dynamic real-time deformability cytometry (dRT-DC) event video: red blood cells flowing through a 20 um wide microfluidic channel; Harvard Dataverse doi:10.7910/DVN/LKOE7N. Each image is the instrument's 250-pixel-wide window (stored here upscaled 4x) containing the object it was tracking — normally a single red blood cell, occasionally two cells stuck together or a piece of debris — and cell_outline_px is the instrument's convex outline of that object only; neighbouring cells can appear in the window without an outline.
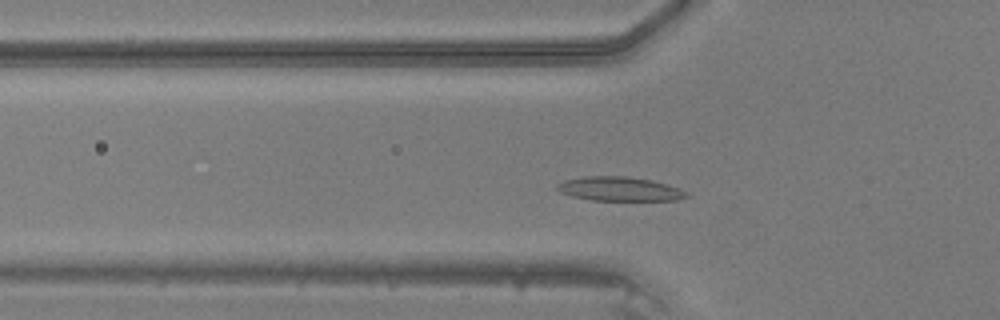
{"species": "common noctule bat (a hibernating species)", "species_latin": "Nyctalus noctula", "temperature_condition": "warm", "stored_images_in_passage": 41, "camera_frame_rate_fps": 3000, "um_per_image_px": 0.085, "animal": {"sex": "male", "body_mass_g": 20.5, "forearm_length_mm": 52.5}, "frame": {"image": 1, "passage_image": 10, "time_ms": 3.0, "image_size_px": [1000, 320], "cell_outline_px": [[688, 196], [676, 200], [592, 200], [572, 196], [560, 192], [556, 188], [556, 184], [564, 180], [588, 176], [628, 176], [652, 180], [676, 188], [684, 192]], "centroid_in_image_um": [52.58, 16.05], "position_along_channel_um": 73.2, "area_um2": 17.86}}
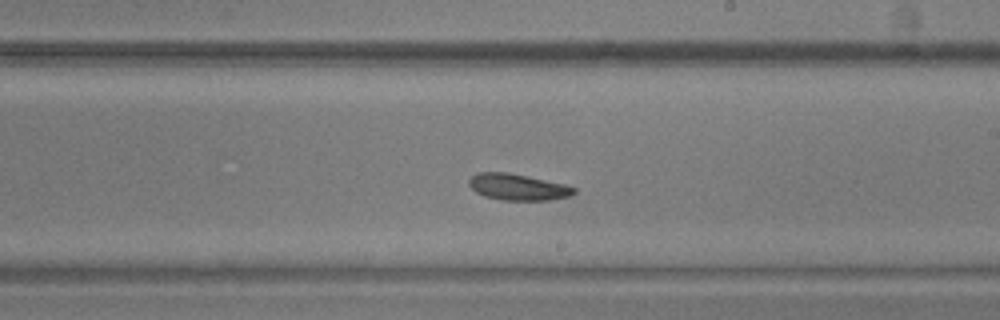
{"frame": {"image": 2, "passage_image": 22, "time_ms": 7.0, "image_size_px": [1000, 320], "cell_outline_px": [[576, 192], [572, 196], [552, 200], [500, 200], [484, 196], [476, 192], [468, 184], [468, 180], [476, 172], [508, 172], [564, 184], [576, 188]], "centroid_in_image_um": [44.02, 15.9], "position_along_channel_um": 245.0, "area_um2": 16.24}}
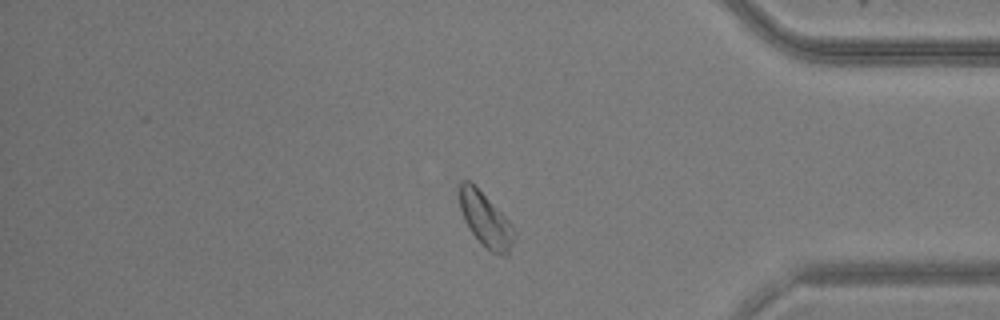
{"frame": {"image": 3, "passage_image": 34, "time_ms": 11.0, "image_size_px": [1000, 320], "cell_outline_px": [[516, 236], [508, 256], [500, 256], [492, 252], [468, 228], [464, 220], [460, 208], [460, 180], [468, 180], [512, 224], [516, 232]], "centroid_in_image_um": [41.31, 18.73], "position_along_channel_um": 393.9, "area_um2": 16.76}}